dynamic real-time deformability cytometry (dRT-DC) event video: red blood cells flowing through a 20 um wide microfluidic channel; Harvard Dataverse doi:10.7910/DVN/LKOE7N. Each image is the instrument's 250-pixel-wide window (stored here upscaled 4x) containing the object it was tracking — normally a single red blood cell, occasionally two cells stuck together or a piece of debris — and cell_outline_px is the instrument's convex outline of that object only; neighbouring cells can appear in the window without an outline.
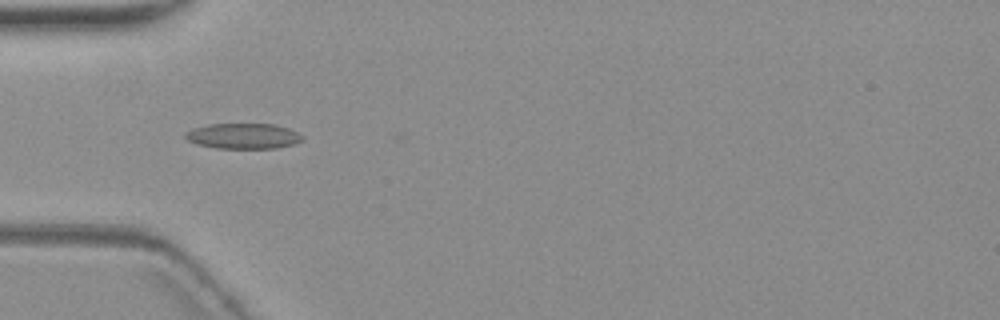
{"species": "common noctule bat (a hibernating species)", "species_latin": "Nyctalus noctula", "temperature_condition": "warm", "stored_images_in_passage": 6, "camera_frame_rate_fps": 3000, "um_per_image_px": 0.085, "animal": {"sex": "female", "body_mass_g": 19.3, "forearm_length_mm": 54.1}, "frame": {"image": 1, "passage_image": 5, "time_ms": 5.0, "image_size_px": [1000, 320], "cell_outline_px": [[304, 140], [296, 144], [276, 148], [216, 148], [196, 144], [188, 140], [184, 136], [184, 132], [192, 128], [208, 124], [272, 124], [288, 128], [304, 136]], "centroid_in_image_um": [20.67, 11.56], "position_along_channel_um": 64.3, "area_um2": 17.51}}
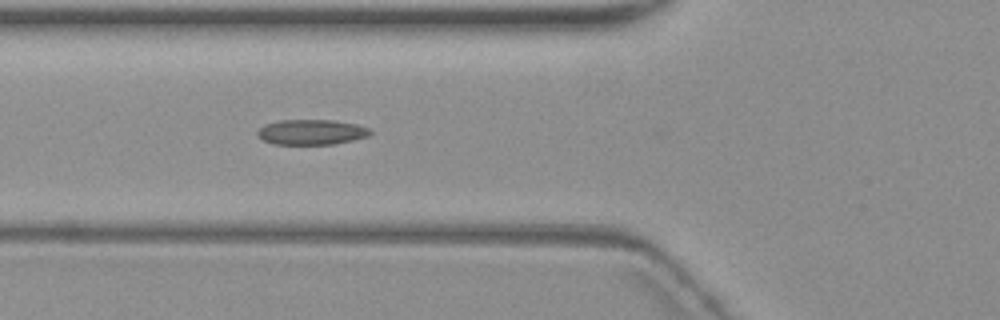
{"frame": {"image": 2, "passage_image": 6, "time_ms": 6.0, "image_size_px": [1000, 320], "cell_outline_px": [[372, 132], [368, 136], [352, 140], [332, 144], [272, 144], [256, 136], [256, 132], [264, 124], [280, 120], [332, 120], [356, 124], [368, 128]], "centroid_in_image_um": [26.43, 11.22], "position_along_channel_um": 99.4, "area_um2": 16.53}}